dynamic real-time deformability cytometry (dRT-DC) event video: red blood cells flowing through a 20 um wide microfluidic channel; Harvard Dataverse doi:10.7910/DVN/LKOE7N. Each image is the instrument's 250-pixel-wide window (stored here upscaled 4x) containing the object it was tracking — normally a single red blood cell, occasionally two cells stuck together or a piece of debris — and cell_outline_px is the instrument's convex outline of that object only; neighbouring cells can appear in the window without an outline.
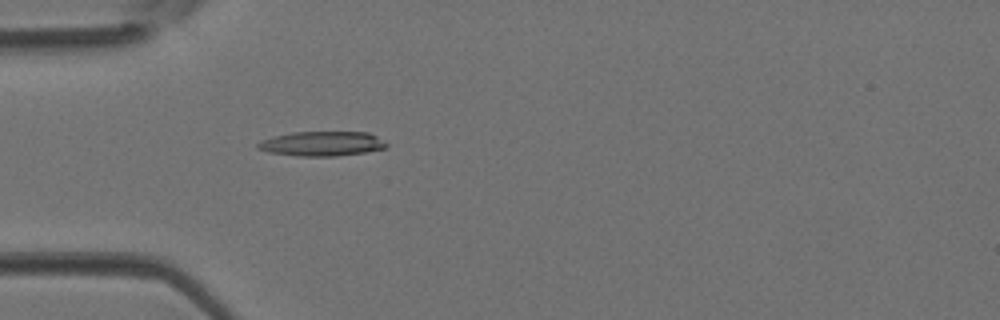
{"species": "Egyptian fruit bat (a non-hibernating species)", "species_latin": "Rousettus aegyptiacus", "temperature_condition": "room temperature", "stored_images_in_passage": 28, "camera_frame_rate_fps": 3000, "um_per_image_px": 0.085, "animal": {"sex": "female"}, "frame": {"image": 1, "passage_image": 3, "time_ms": 0.667, "image_size_px": [1000, 320], "cell_outline_px": [[388, 144], [384, 148], [364, 152], [336, 156], [296, 156], [268, 152], [256, 148], [256, 144], [264, 140], [276, 136], [292, 132], [368, 132], [384, 140]], "centroid_in_image_um": [27.37, 12.21], "position_along_channel_um": 57.6, "area_um2": 18.32}}
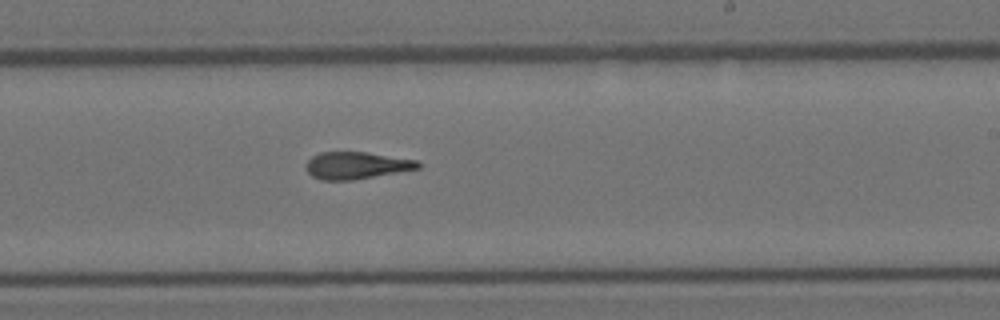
{"frame": {"image": 2, "passage_image": 16, "time_ms": 5.0, "image_size_px": [1000, 320], "cell_outline_px": [[420, 168], [352, 180], [320, 180], [312, 176], [304, 168], [304, 164], [312, 156], [320, 152], [364, 152], [416, 160], [420, 164]], "centroid_in_image_um": [30.22, 14.06], "position_along_channel_um": 258.8, "area_um2": 17.57}}
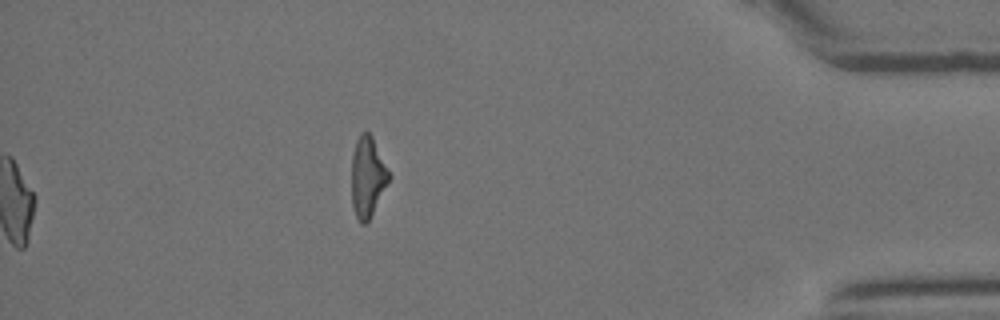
{"frame": {"image": 3, "passage_image": 28, "time_ms": 9.0, "image_size_px": [1000, 320], "cell_outline_px": [[392, 176], [368, 220], [364, 224], [360, 224], [356, 216], [352, 204], [352, 152], [356, 140], [360, 132], [368, 132], [372, 136]], "centroid_in_image_um": [31.24, 15.0], "position_along_channel_um": 404.0, "area_um2": 17.46}}